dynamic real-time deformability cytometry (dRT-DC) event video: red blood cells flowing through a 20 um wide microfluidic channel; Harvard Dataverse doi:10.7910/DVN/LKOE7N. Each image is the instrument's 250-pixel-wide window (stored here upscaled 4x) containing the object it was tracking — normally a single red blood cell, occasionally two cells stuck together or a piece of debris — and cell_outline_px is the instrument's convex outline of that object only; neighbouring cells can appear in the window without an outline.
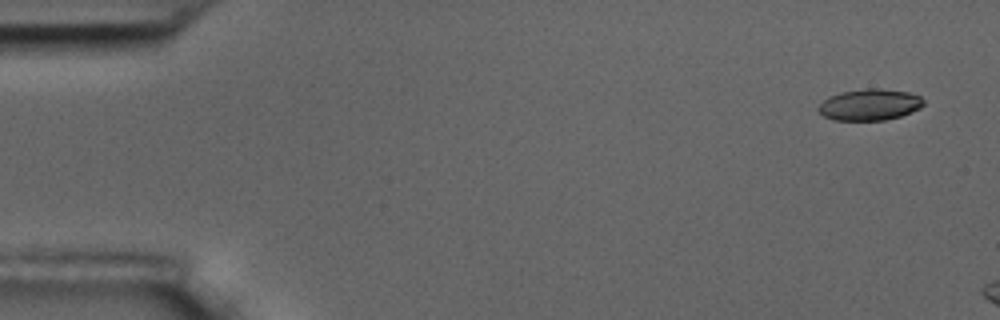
{"species": "common noctule bat (a hibernating species)", "species_latin": "Nyctalus noctula", "temperature_condition": "room temperature", "stored_images_in_passage": 3, "camera_frame_rate_fps": 3000, "um_per_image_px": 0.085, "animal": {"sex": "male", "body_mass_g": 17.5, "forearm_length_mm": 52.3}, "frame": {"image": 1, "passage_image": 1, "time_ms": 0.0, "image_size_px": [1000, 320], "cell_outline_px": [[924, 104], [920, 108], [912, 112], [900, 116], [884, 120], [832, 120], [824, 116], [816, 108], [828, 96], [840, 92], [868, 88], [876, 88], [908, 92], [920, 96], [924, 100]], "centroid_in_image_um": [73.91, 8.9], "position_along_channel_um": 11.1, "area_um2": 19.25}}